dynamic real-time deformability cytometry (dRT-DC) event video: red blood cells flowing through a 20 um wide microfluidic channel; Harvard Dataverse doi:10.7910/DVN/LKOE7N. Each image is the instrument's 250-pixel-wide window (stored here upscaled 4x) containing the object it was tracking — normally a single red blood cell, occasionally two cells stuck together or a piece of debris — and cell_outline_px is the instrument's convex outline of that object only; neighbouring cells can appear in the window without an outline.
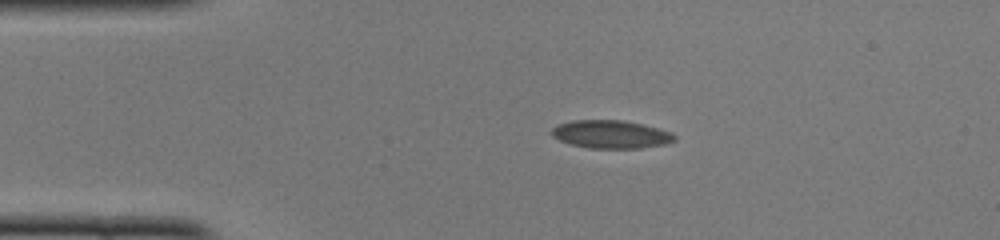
{"species": "common noctule bat (a hibernating species)", "species_latin": "Nyctalus noctula", "temperature_condition": "cold", "stored_images_in_passage": 41, "camera_frame_rate_fps": 3000, "um_per_image_px": 0.085, "animal": {"sex": "female", "body_mass_g": 22.0, "forearm_length_mm": 56.7}, "frame": {"image": 1, "passage_image": 1, "time_ms": 0.0, "image_size_px": [1000, 240], "cell_outline_px": [[676, 140], [664, 144], [640, 148], [588, 148], [568, 144], [552, 136], [552, 128], [556, 124], [572, 120], [624, 120], [644, 124], [672, 132], [676, 136]], "centroid_in_image_um": [51.92, 11.41], "position_along_channel_um": 33.1, "area_um2": 20.29}}
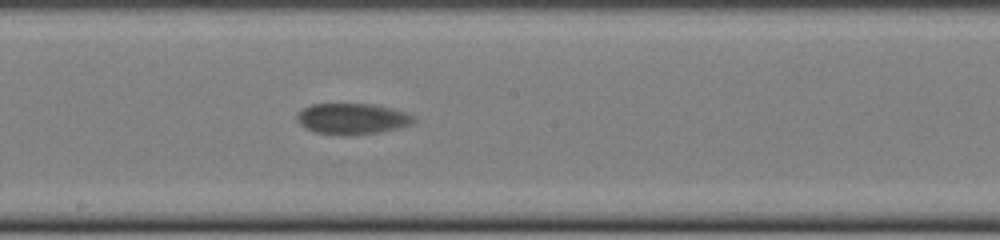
{"frame": {"image": 2, "passage_image": 18, "time_ms": 5.667, "image_size_px": [1000, 240], "cell_outline_px": [[416, 120], [412, 124], [380, 132], [316, 132], [300, 124], [296, 120], [296, 116], [304, 108], [312, 104], [372, 104], [392, 108], [404, 112], [412, 116]], "centroid_in_image_um": [29.96, 10.04], "position_along_channel_um": 218.2, "area_um2": 19.94}}
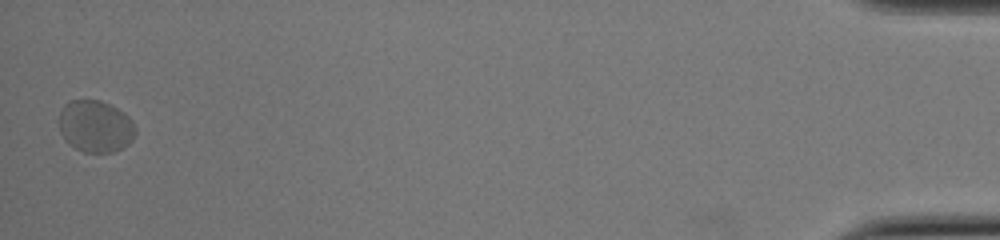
{"frame": {"image": 3, "passage_image": 41, "time_ms": 13.333, "image_size_px": [1000, 240], "cell_outline_px": [[136, 132], [132, 140], [128, 144], [112, 152], [84, 152], [76, 148], [60, 132], [60, 112], [64, 104], [68, 100], [100, 100], [112, 104], [124, 112], [132, 120], [136, 128]], "centroid_in_image_um": [8.14, 10.7], "position_along_channel_um": 427.1, "area_um2": 23.06}}